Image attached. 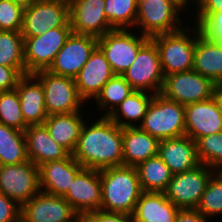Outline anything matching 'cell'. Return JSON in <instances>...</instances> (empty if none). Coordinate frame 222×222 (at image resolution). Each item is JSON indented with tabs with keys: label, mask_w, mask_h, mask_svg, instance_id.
<instances>
[{
	"label": "cell",
	"mask_w": 222,
	"mask_h": 222,
	"mask_svg": "<svg viewBox=\"0 0 222 222\" xmlns=\"http://www.w3.org/2000/svg\"><path fill=\"white\" fill-rule=\"evenodd\" d=\"M83 167L70 154L67 158L48 161L39 166L40 190L63 197Z\"/></svg>",
	"instance_id": "20"
},
{
	"label": "cell",
	"mask_w": 222,
	"mask_h": 222,
	"mask_svg": "<svg viewBox=\"0 0 222 222\" xmlns=\"http://www.w3.org/2000/svg\"><path fill=\"white\" fill-rule=\"evenodd\" d=\"M137 6V0H105V16L113 29H133Z\"/></svg>",
	"instance_id": "32"
},
{
	"label": "cell",
	"mask_w": 222,
	"mask_h": 222,
	"mask_svg": "<svg viewBox=\"0 0 222 222\" xmlns=\"http://www.w3.org/2000/svg\"><path fill=\"white\" fill-rule=\"evenodd\" d=\"M100 210L132 215L143 193L136 167L114 166L100 170Z\"/></svg>",
	"instance_id": "2"
},
{
	"label": "cell",
	"mask_w": 222,
	"mask_h": 222,
	"mask_svg": "<svg viewBox=\"0 0 222 222\" xmlns=\"http://www.w3.org/2000/svg\"><path fill=\"white\" fill-rule=\"evenodd\" d=\"M81 222H134L133 216L125 213L97 210L85 215Z\"/></svg>",
	"instance_id": "41"
},
{
	"label": "cell",
	"mask_w": 222,
	"mask_h": 222,
	"mask_svg": "<svg viewBox=\"0 0 222 222\" xmlns=\"http://www.w3.org/2000/svg\"><path fill=\"white\" fill-rule=\"evenodd\" d=\"M24 9L13 0H0V31H21Z\"/></svg>",
	"instance_id": "37"
},
{
	"label": "cell",
	"mask_w": 222,
	"mask_h": 222,
	"mask_svg": "<svg viewBox=\"0 0 222 222\" xmlns=\"http://www.w3.org/2000/svg\"><path fill=\"white\" fill-rule=\"evenodd\" d=\"M28 159L38 167L48 161L67 158L70 153L51 138L43 125H30L24 130Z\"/></svg>",
	"instance_id": "23"
},
{
	"label": "cell",
	"mask_w": 222,
	"mask_h": 222,
	"mask_svg": "<svg viewBox=\"0 0 222 222\" xmlns=\"http://www.w3.org/2000/svg\"><path fill=\"white\" fill-rule=\"evenodd\" d=\"M114 72L102 50L97 46L89 60L74 78L79 96L86 102L95 99Z\"/></svg>",
	"instance_id": "18"
},
{
	"label": "cell",
	"mask_w": 222,
	"mask_h": 222,
	"mask_svg": "<svg viewBox=\"0 0 222 222\" xmlns=\"http://www.w3.org/2000/svg\"><path fill=\"white\" fill-rule=\"evenodd\" d=\"M80 112L49 115L44 122L51 138L72 154L76 148L81 128L86 122Z\"/></svg>",
	"instance_id": "27"
},
{
	"label": "cell",
	"mask_w": 222,
	"mask_h": 222,
	"mask_svg": "<svg viewBox=\"0 0 222 222\" xmlns=\"http://www.w3.org/2000/svg\"><path fill=\"white\" fill-rule=\"evenodd\" d=\"M123 165L137 167L145 160L158 155L159 140L140 127L122 129Z\"/></svg>",
	"instance_id": "25"
},
{
	"label": "cell",
	"mask_w": 222,
	"mask_h": 222,
	"mask_svg": "<svg viewBox=\"0 0 222 222\" xmlns=\"http://www.w3.org/2000/svg\"><path fill=\"white\" fill-rule=\"evenodd\" d=\"M69 21V3L60 0H38L25 7L21 33L35 37Z\"/></svg>",
	"instance_id": "13"
},
{
	"label": "cell",
	"mask_w": 222,
	"mask_h": 222,
	"mask_svg": "<svg viewBox=\"0 0 222 222\" xmlns=\"http://www.w3.org/2000/svg\"><path fill=\"white\" fill-rule=\"evenodd\" d=\"M198 27L204 36L222 45V12H211Z\"/></svg>",
	"instance_id": "38"
},
{
	"label": "cell",
	"mask_w": 222,
	"mask_h": 222,
	"mask_svg": "<svg viewBox=\"0 0 222 222\" xmlns=\"http://www.w3.org/2000/svg\"><path fill=\"white\" fill-rule=\"evenodd\" d=\"M15 3H18L24 7L30 6L37 2L38 0H13Z\"/></svg>",
	"instance_id": "46"
},
{
	"label": "cell",
	"mask_w": 222,
	"mask_h": 222,
	"mask_svg": "<svg viewBox=\"0 0 222 222\" xmlns=\"http://www.w3.org/2000/svg\"><path fill=\"white\" fill-rule=\"evenodd\" d=\"M196 209L208 219L222 215V171L211 176Z\"/></svg>",
	"instance_id": "34"
},
{
	"label": "cell",
	"mask_w": 222,
	"mask_h": 222,
	"mask_svg": "<svg viewBox=\"0 0 222 222\" xmlns=\"http://www.w3.org/2000/svg\"><path fill=\"white\" fill-rule=\"evenodd\" d=\"M139 127L158 140L183 136L185 135V106L157 93Z\"/></svg>",
	"instance_id": "4"
},
{
	"label": "cell",
	"mask_w": 222,
	"mask_h": 222,
	"mask_svg": "<svg viewBox=\"0 0 222 222\" xmlns=\"http://www.w3.org/2000/svg\"><path fill=\"white\" fill-rule=\"evenodd\" d=\"M180 11L170 0H139L135 26L141 31L140 34L149 38L177 32L184 25Z\"/></svg>",
	"instance_id": "5"
},
{
	"label": "cell",
	"mask_w": 222,
	"mask_h": 222,
	"mask_svg": "<svg viewBox=\"0 0 222 222\" xmlns=\"http://www.w3.org/2000/svg\"><path fill=\"white\" fill-rule=\"evenodd\" d=\"M23 46L20 31H0V65L25 67Z\"/></svg>",
	"instance_id": "33"
},
{
	"label": "cell",
	"mask_w": 222,
	"mask_h": 222,
	"mask_svg": "<svg viewBox=\"0 0 222 222\" xmlns=\"http://www.w3.org/2000/svg\"><path fill=\"white\" fill-rule=\"evenodd\" d=\"M0 160L2 165L29 160L24 131L0 123Z\"/></svg>",
	"instance_id": "30"
},
{
	"label": "cell",
	"mask_w": 222,
	"mask_h": 222,
	"mask_svg": "<svg viewBox=\"0 0 222 222\" xmlns=\"http://www.w3.org/2000/svg\"><path fill=\"white\" fill-rule=\"evenodd\" d=\"M21 206L0 193V222H20Z\"/></svg>",
	"instance_id": "40"
},
{
	"label": "cell",
	"mask_w": 222,
	"mask_h": 222,
	"mask_svg": "<svg viewBox=\"0 0 222 222\" xmlns=\"http://www.w3.org/2000/svg\"><path fill=\"white\" fill-rule=\"evenodd\" d=\"M178 211L164 192H143L132 216L134 222H175Z\"/></svg>",
	"instance_id": "26"
},
{
	"label": "cell",
	"mask_w": 222,
	"mask_h": 222,
	"mask_svg": "<svg viewBox=\"0 0 222 222\" xmlns=\"http://www.w3.org/2000/svg\"><path fill=\"white\" fill-rule=\"evenodd\" d=\"M17 90L21 112L25 123L43 125L48 117L45 108V94L41 82L33 75H23L15 88Z\"/></svg>",
	"instance_id": "22"
},
{
	"label": "cell",
	"mask_w": 222,
	"mask_h": 222,
	"mask_svg": "<svg viewBox=\"0 0 222 222\" xmlns=\"http://www.w3.org/2000/svg\"><path fill=\"white\" fill-rule=\"evenodd\" d=\"M81 220L64 197L42 191L21 206L20 222H81Z\"/></svg>",
	"instance_id": "14"
},
{
	"label": "cell",
	"mask_w": 222,
	"mask_h": 222,
	"mask_svg": "<svg viewBox=\"0 0 222 222\" xmlns=\"http://www.w3.org/2000/svg\"><path fill=\"white\" fill-rule=\"evenodd\" d=\"M183 27L177 32L151 37L157 46L164 76L193 70L196 25L193 28L185 25Z\"/></svg>",
	"instance_id": "3"
},
{
	"label": "cell",
	"mask_w": 222,
	"mask_h": 222,
	"mask_svg": "<svg viewBox=\"0 0 222 222\" xmlns=\"http://www.w3.org/2000/svg\"><path fill=\"white\" fill-rule=\"evenodd\" d=\"M63 197L81 219L89 213L100 210L102 199L100 170L83 168L75 176Z\"/></svg>",
	"instance_id": "16"
},
{
	"label": "cell",
	"mask_w": 222,
	"mask_h": 222,
	"mask_svg": "<svg viewBox=\"0 0 222 222\" xmlns=\"http://www.w3.org/2000/svg\"><path fill=\"white\" fill-rule=\"evenodd\" d=\"M216 86L210 78L190 70L164 76L160 94L185 106L212 98Z\"/></svg>",
	"instance_id": "10"
},
{
	"label": "cell",
	"mask_w": 222,
	"mask_h": 222,
	"mask_svg": "<svg viewBox=\"0 0 222 222\" xmlns=\"http://www.w3.org/2000/svg\"><path fill=\"white\" fill-rule=\"evenodd\" d=\"M134 89L122 75H114L102 88L94 99L96 106L104 111L102 116L108 117L114 109L129 96Z\"/></svg>",
	"instance_id": "31"
},
{
	"label": "cell",
	"mask_w": 222,
	"mask_h": 222,
	"mask_svg": "<svg viewBox=\"0 0 222 222\" xmlns=\"http://www.w3.org/2000/svg\"><path fill=\"white\" fill-rule=\"evenodd\" d=\"M215 172L201 163L189 171L173 174L164 191L166 198L179 209H196L209 179Z\"/></svg>",
	"instance_id": "9"
},
{
	"label": "cell",
	"mask_w": 222,
	"mask_h": 222,
	"mask_svg": "<svg viewBox=\"0 0 222 222\" xmlns=\"http://www.w3.org/2000/svg\"><path fill=\"white\" fill-rule=\"evenodd\" d=\"M149 39L140 33L136 35L131 29H114L98 38V47L104 53L114 74L122 75Z\"/></svg>",
	"instance_id": "8"
},
{
	"label": "cell",
	"mask_w": 222,
	"mask_h": 222,
	"mask_svg": "<svg viewBox=\"0 0 222 222\" xmlns=\"http://www.w3.org/2000/svg\"><path fill=\"white\" fill-rule=\"evenodd\" d=\"M195 142L200 163L222 171V132L200 137Z\"/></svg>",
	"instance_id": "36"
},
{
	"label": "cell",
	"mask_w": 222,
	"mask_h": 222,
	"mask_svg": "<svg viewBox=\"0 0 222 222\" xmlns=\"http://www.w3.org/2000/svg\"><path fill=\"white\" fill-rule=\"evenodd\" d=\"M154 95L147 91L134 90L114 109L108 118L122 129L139 127Z\"/></svg>",
	"instance_id": "28"
},
{
	"label": "cell",
	"mask_w": 222,
	"mask_h": 222,
	"mask_svg": "<svg viewBox=\"0 0 222 222\" xmlns=\"http://www.w3.org/2000/svg\"><path fill=\"white\" fill-rule=\"evenodd\" d=\"M193 70L210 78L216 85L222 84V45L204 36L196 25Z\"/></svg>",
	"instance_id": "24"
},
{
	"label": "cell",
	"mask_w": 222,
	"mask_h": 222,
	"mask_svg": "<svg viewBox=\"0 0 222 222\" xmlns=\"http://www.w3.org/2000/svg\"><path fill=\"white\" fill-rule=\"evenodd\" d=\"M26 75L25 67H7L0 65V92L16 88L18 80Z\"/></svg>",
	"instance_id": "39"
},
{
	"label": "cell",
	"mask_w": 222,
	"mask_h": 222,
	"mask_svg": "<svg viewBox=\"0 0 222 222\" xmlns=\"http://www.w3.org/2000/svg\"><path fill=\"white\" fill-rule=\"evenodd\" d=\"M172 1L175 5H177L181 10H185L186 12V8L189 9V5L191 6V1L192 3L195 1V4H197V0H170ZM190 2V4H189Z\"/></svg>",
	"instance_id": "45"
},
{
	"label": "cell",
	"mask_w": 222,
	"mask_h": 222,
	"mask_svg": "<svg viewBox=\"0 0 222 222\" xmlns=\"http://www.w3.org/2000/svg\"><path fill=\"white\" fill-rule=\"evenodd\" d=\"M60 1H64V2L70 3L73 0H60Z\"/></svg>",
	"instance_id": "47"
},
{
	"label": "cell",
	"mask_w": 222,
	"mask_h": 222,
	"mask_svg": "<svg viewBox=\"0 0 222 222\" xmlns=\"http://www.w3.org/2000/svg\"><path fill=\"white\" fill-rule=\"evenodd\" d=\"M33 75L41 82L48 116L78 112L86 103L78 94L74 78L40 70ZM82 104V105H81Z\"/></svg>",
	"instance_id": "7"
},
{
	"label": "cell",
	"mask_w": 222,
	"mask_h": 222,
	"mask_svg": "<svg viewBox=\"0 0 222 222\" xmlns=\"http://www.w3.org/2000/svg\"><path fill=\"white\" fill-rule=\"evenodd\" d=\"M122 76L134 90L161 92L164 75L157 46L151 38L139 49L134 62Z\"/></svg>",
	"instance_id": "11"
},
{
	"label": "cell",
	"mask_w": 222,
	"mask_h": 222,
	"mask_svg": "<svg viewBox=\"0 0 222 222\" xmlns=\"http://www.w3.org/2000/svg\"><path fill=\"white\" fill-rule=\"evenodd\" d=\"M136 169L143 192H164L173 177L169 167L158 155L140 163Z\"/></svg>",
	"instance_id": "29"
},
{
	"label": "cell",
	"mask_w": 222,
	"mask_h": 222,
	"mask_svg": "<svg viewBox=\"0 0 222 222\" xmlns=\"http://www.w3.org/2000/svg\"><path fill=\"white\" fill-rule=\"evenodd\" d=\"M0 123L20 131L28 127L21 112L16 89L0 92Z\"/></svg>",
	"instance_id": "35"
},
{
	"label": "cell",
	"mask_w": 222,
	"mask_h": 222,
	"mask_svg": "<svg viewBox=\"0 0 222 222\" xmlns=\"http://www.w3.org/2000/svg\"><path fill=\"white\" fill-rule=\"evenodd\" d=\"M97 46V38L71 33L47 70L56 75L75 78Z\"/></svg>",
	"instance_id": "15"
},
{
	"label": "cell",
	"mask_w": 222,
	"mask_h": 222,
	"mask_svg": "<svg viewBox=\"0 0 222 222\" xmlns=\"http://www.w3.org/2000/svg\"><path fill=\"white\" fill-rule=\"evenodd\" d=\"M195 24L199 25L211 12H222V0H197Z\"/></svg>",
	"instance_id": "42"
},
{
	"label": "cell",
	"mask_w": 222,
	"mask_h": 222,
	"mask_svg": "<svg viewBox=\"0 0 222 222\" xmlns=\"http://www.w3.org/2000/svg\"><path fill=\"white\" fill-rule=\"evenodd\" d=\"M71 33L72 28L68 21L64 26L52 28L42 35L23 37L25 73L47 70Z\"/></svg>",
	"instance_id": "6"
},
{
	"label": "cell",
	"mask_w": 222,
	"mask_h": 222,
	"mask_svg": "<svg viewBox=\"0 0 222 222\" xmlns=\"http://www.w3.org/2000/svg\"><path fill=\"white\" fill-rule=\"evenodd\" d=\"M105 0H73L69 3L72 33L95 38L114 30L105 16Z\"/></svg>",
	"instance_id": "17"
},
{
	"label": "cell",
	"mask_w": 222,
	"mask_h": 222,
	"mask_svg": "<svg viewBox=\"0 0 222 222\" xmlns=\"http://www.w3.org/2000/svg\"><path fill=\"white\" fill-rule=\"evenodd\" d=\"M39 167L31 160L0 167V193L22 206L39 193Z\"/></svg>",
	"instance_id": "12"
},
{
	"label": "cell",
	"mask_w": 222,
	"mask_h": 222,
	"mask_svg": "<svg viewBox=\"0 0 222 222\" xmlns=\"http://www.w3.org/2000/svg\"><path fill=\"white\" fill-rule=\"evenodd\" d=\"M83 124L73 158L83 167L102 170L123 166L122 128L106 116Z\"/></svg>",
	"instance_id": "1"
},
{
	"label": "cell",
	"mask_w": 222,
	"mask_h": 222,
	"mask_svg": "<svg viewBox=\"0 0 222 222\" xmlns=\"http://www.w3.org/2000/svg\"><path fill=\"white\" fill-rule=\"evenodd\" d=\"M197 209H179L175 222H208Z\"/></svg>",
	"instance_id": "43"
},
{
	"label": "cell",
	"mask_w": 222,
	"mask_h": 222,
	"mask_svg": "<svg viewBox=\"0 0 222 222\" xmlns=\"http://www.w3.org/2000/svg\"><path fill=\"white\" fill-rule=\"evenodd\" d=\"M222 132V115L214 97L185 105V135L200 137Z\"/></svg>",
	"instance_id": "19"
},
{
	"label": "cell",
	"mask_w": 222,
	"mask_h": 222,
	"mask_svg": "<svg viewBox=\"0 0 222 222\" xmlns=\"http://www.w3.org/2000/svg\"><path fill=\"white\" fill-rule=\"evenodd\" d=\"M158 156L173 174L189 171L201 164L196 142L186 135L159 140Z\"/></svg>",
	"instance_id": "21"
},
{
	"label": "cell",
	"mask_w": 222,
	"mask_h": 222,
	"mask_svg": "<svg viewBox=\"0 0 222 222\" xmlns=\"http://www.w3.org/2000/svg\"><path fill=\"white\" fill-rule=\"evenodd\" d=\"M213 97L218 104L220 114L222 115V84L216 86Z\"/></svg>",
	"instance_id": "44"
}]
</instances>
